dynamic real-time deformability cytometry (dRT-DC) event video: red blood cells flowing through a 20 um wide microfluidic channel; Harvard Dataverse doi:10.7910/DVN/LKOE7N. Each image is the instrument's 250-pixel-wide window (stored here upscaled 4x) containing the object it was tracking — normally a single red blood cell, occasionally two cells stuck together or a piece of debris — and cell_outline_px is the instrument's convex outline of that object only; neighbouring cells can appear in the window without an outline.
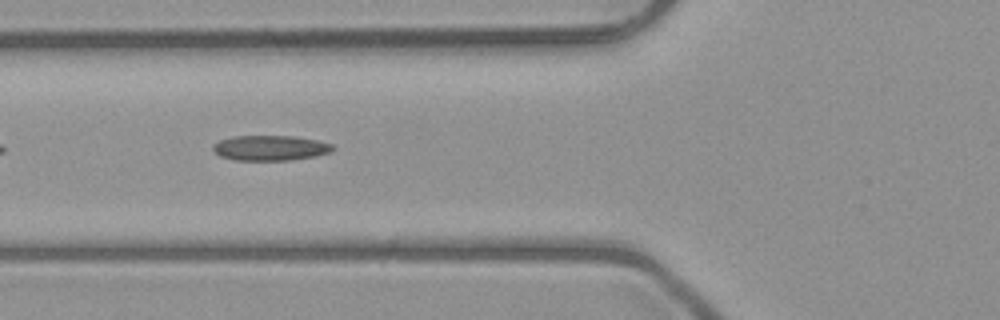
{"species": "common noctule bat (a hibernating species)", "species_latin": "Nyctalus noctula", "temperature_condition": "room temperature", "stored_images_in_passage": 8, "camera_frame_rate_fps": 3000, "um_per_image_px": 0.085, "animal": {"sex": "male", "body_mass_g": 23.1, "forearm_length_mm": 52.7}, "frame": {"image": 1, "passage_image": 3, "time_ms": 0.667, "image_size_px": [1000, 320], "cell_outline_px": [[336, 148], [332, 152], [316, 156], [292, 160], [236, 160], [220, 156], [212, 152], [212, 148], [220, 140], [232, 136], [292, 136], [316, 140], [332, 144]], "centroid_in_image_um": [22.99, 12.58], "position_along_channel_um": 102.8, "area_um2": 17.63}}
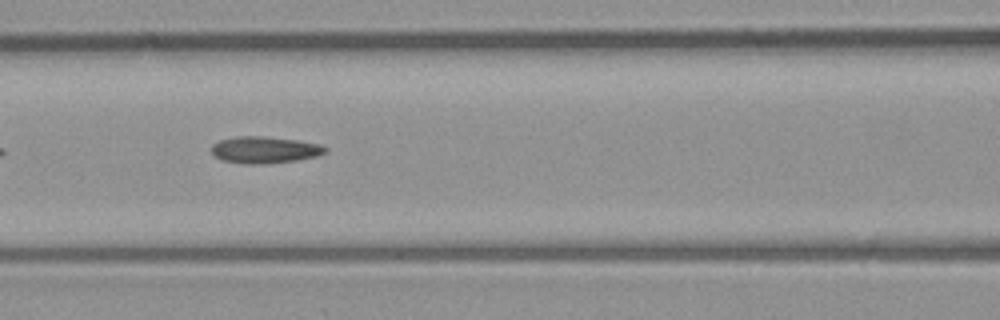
{"frame": {"image": 2, "passage_image": 6, "time_ms": 1.667, "image_size_px": [1000, 320], "cell_outline_px": [[328, 152], [320, 156], [296, 160], [264, 164], [244, 164], [220, 160], [212, 156], [212, 144], [220, 140], [236, 136], [264, 136], [296, 140], [320, 144], [328, 148]], "centroid_in_image_um": [22.5, 12.74], "position_along_channel_um": 144.1, "area_um2": 18.03}}